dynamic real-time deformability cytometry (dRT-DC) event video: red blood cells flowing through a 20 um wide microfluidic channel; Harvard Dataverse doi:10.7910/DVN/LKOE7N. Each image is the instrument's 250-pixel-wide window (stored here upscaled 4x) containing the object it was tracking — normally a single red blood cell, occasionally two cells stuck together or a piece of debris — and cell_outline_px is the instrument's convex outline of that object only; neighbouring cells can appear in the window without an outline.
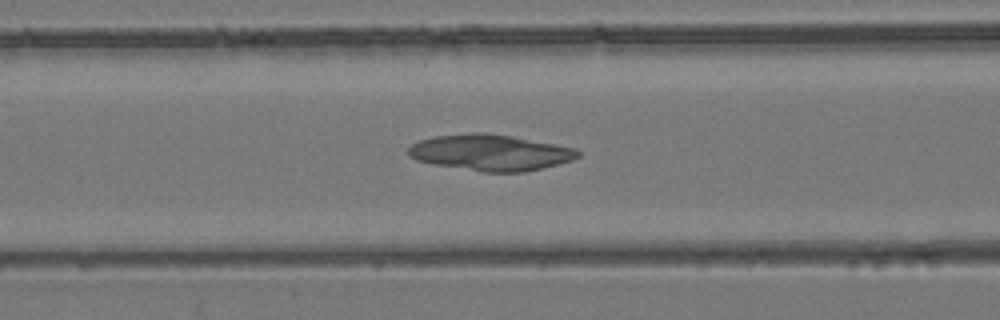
{"species": "common noctule bat (a hibernating species)", "species_latin": "Nyctalus noctula", "temperature_condition": "room temperature", "stored_images_in_passage": 38, "camera_frame_rate_fps": 3000, "um_per_image_px": 0.085, "animal": {"sex": "female", "body_mass_g": 24.6, "forearm_length_mm": 56.2}, "frame": {"image": 1, "passage_image": 13, "time_ms": 4.0, "image_size_px": [1000, 320], "cell_outline_px": [[580, 156], [572, 160], [560, 164], [524, 172], [484, 172], [432, 164], [416, 160], [408, 156], [408, 148], [412, 144], [420, 140], [436, 136], [472, 132], [484, 132], [512, 136], [556, 144], [576, 148], [580, 152]], "centroid_in_image_um": [41.69, 12.97], "position_along_channel_um": 124.9, "area_um2": 35.84}}
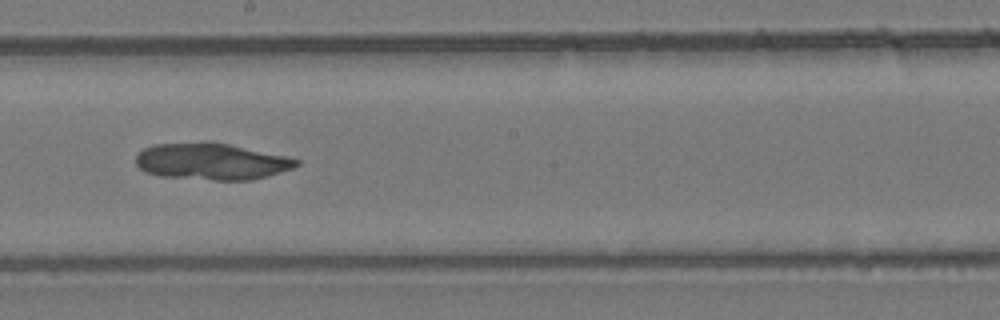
{"frame": {"image": 2, "passage_image": 21, "time_ms": 6.667, "image_size_px": [1000, 320], "cell_outline_px": [[300, 164], [292, 168], [264, 176], [248, 180], [216, 180], [160, 176], [144, 172], [136, 164], [136, 156], [144, 148], [152, 144], [204, 140], [212, 140], [288, 156], [300, 160]], "centroid_in_image_um": [17.94, 13.68], "position_along_channel_um": 230.3, "area_um2": 34.8}}
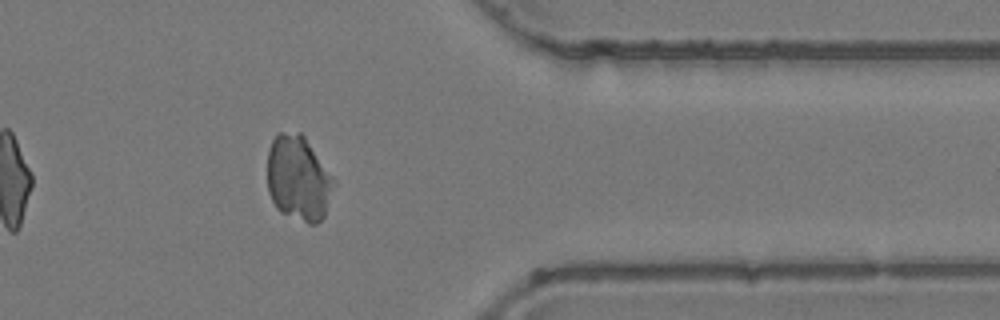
{"frame": {"image": 3, "passage_image": 34, "time_ms": 11.0, "image_size_px": [1000, 320], "cell_outline_px": [[336, 184], [324, 216], [316, 224], [308, 224], [280, 212], [276, 208], [268, 192], [268, 148], [276, 132], [300, 132], [304, 136], [336, 180]], "centroid_in_image_um": [25.37, 15.16], "position_along_channel_um": 386.0, "area_um2": 33.35}}